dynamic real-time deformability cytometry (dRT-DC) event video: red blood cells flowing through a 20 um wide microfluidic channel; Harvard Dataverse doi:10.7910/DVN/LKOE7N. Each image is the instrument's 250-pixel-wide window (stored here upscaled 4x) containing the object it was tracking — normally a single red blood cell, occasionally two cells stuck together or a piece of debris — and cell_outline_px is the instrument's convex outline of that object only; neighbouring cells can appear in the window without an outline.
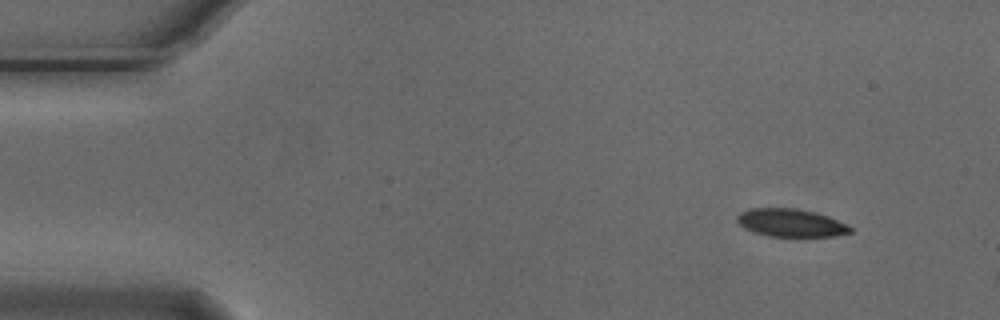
{"species": "Egyptian fruit bat (a non-hibernating species)", "species_latin": "Rousettus aegyptiacus", "temperature_condition": "cold", "stored_images_in_passage": 3, "camera_frame_rate_fps": 3000, "um_per_image_px": 0.085, "animal": {"sex": "male"}, "frame": {"image": 1, "passage_image": 1, "time_ms": 0.0, "image_size_px": [1000, 320], "cell_outline_px": [[852, 232], [836, 236], [768, 236], [752, 232], [744, 228], [736, 220], [736, 216], [740, 212], [748, 208], [796, 208], [816, 212], [828, 216], [852, 228]], "centroid_in_image_um": [67.17, 18.93], "position_along_channel_um": 17.8, "area_um2": 18.44}}